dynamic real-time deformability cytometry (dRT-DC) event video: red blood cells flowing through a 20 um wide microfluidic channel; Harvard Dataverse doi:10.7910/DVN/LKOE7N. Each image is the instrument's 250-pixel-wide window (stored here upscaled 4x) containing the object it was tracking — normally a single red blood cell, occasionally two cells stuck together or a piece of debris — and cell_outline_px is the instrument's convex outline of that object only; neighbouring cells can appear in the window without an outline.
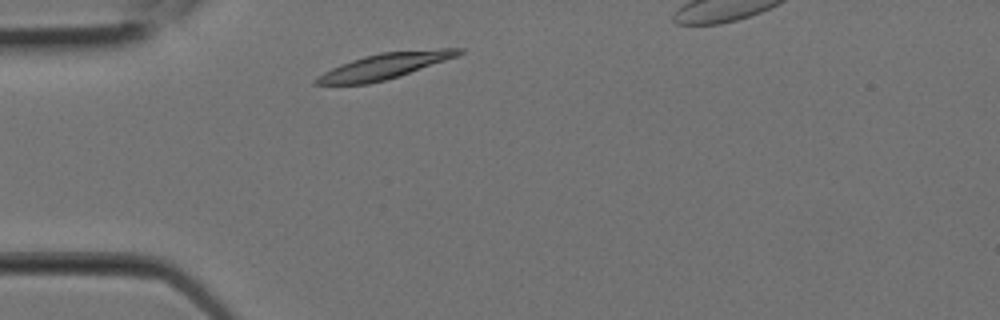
{"species": "Egyptian fruit bat (a non-hibernating species)", "species_latin": "Rousettus aegyptiacus", "temperature_condition": "room temperature", "stored_images_in_passage": 4, "camera_frame_rate_fps": 3000, "um_per_image_px": 0.085, "animal": {"sex": "female"}, "frame": {"image": 1, "passage_image": 1, "time_ms": 0.0, "image_size_px": [1000, 320], "cell_outline_px": [[464, 52], [456, 56], [384, 80], [368, 84], [312, 84], [312, 80], [324, 72], [340, 64], [364, 56], [380, 52], [440, 48], [464, 48]], "centroid_in_image_um": [32.64, 5.6], "position_along_channel_um": 52.4, "area_um2": 20.87}}
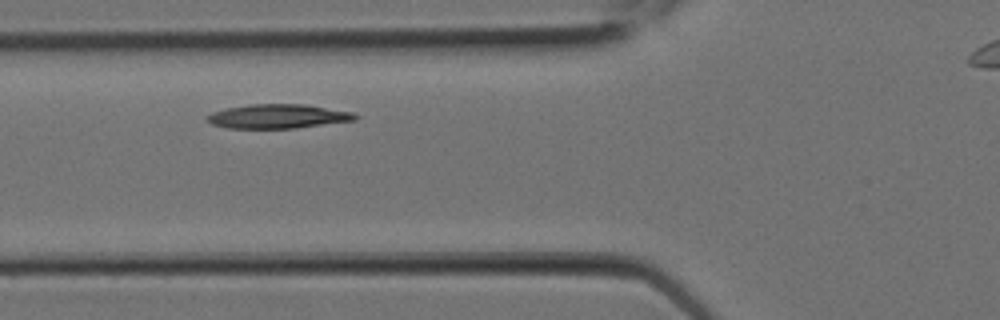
{"frame": {"image": 2, "passage_image": 3, "time_ms": 0.667, "image_size_px": [1000, 320], "cell_outline_px": [[360, 116], [356, 120], [296, 128], [228, 128], [212, 124], [208, 120], [208, 116], [212, 112], [228, 108], [248, 104], [304, 104], [356, 112]], "centroid_in_image_um": [23.71, 9.88], "position_along_channel_um": 102.1, "area_um2": 20.87}}
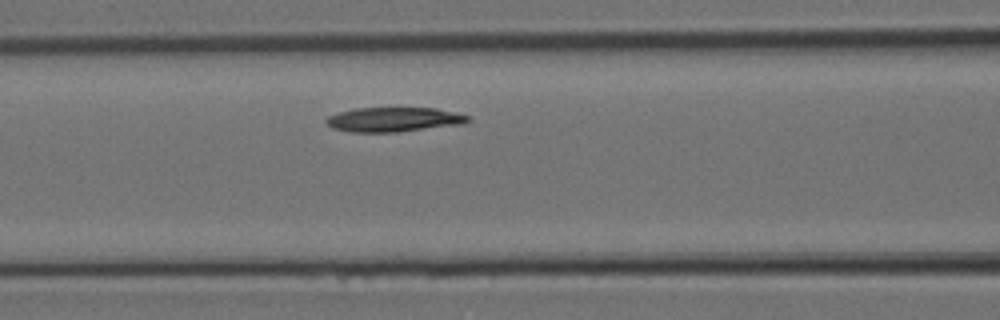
{"frame": {"image": 3, "passage_image": 4, "time_ms": 1.0, "image_size_px": [1000, 320], "cell_outline_px": [[472, 120], [464, 124], [396, 132], [352, 132], [332, 128], [324, 124], [324, 120], [328, 116], [340, 112], [356, 108], [436, 108], [472, 116]], "centroid_in_image_um": [33.49, 10.16], "position_along_channel_um": 133.1, "area_um2": 20.4}}